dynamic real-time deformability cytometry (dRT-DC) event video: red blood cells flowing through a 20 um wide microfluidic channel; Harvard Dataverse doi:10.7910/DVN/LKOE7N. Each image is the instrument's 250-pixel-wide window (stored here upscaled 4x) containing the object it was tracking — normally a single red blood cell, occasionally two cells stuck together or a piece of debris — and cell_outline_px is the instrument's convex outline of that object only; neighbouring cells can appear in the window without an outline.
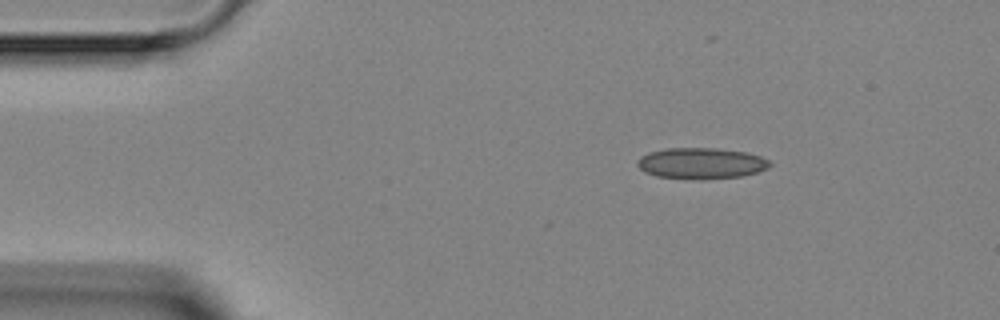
{"species": "Egyptian fruit bat (a non-hibernating species)", "species_latin": "Rousettus aegyptiacus", "temperature_condition": "room temperature", "stored_images_in_passage": 7, "camera_frame_rate_fps": 3000, "um_per_image_px": 0.085, "animal": {"sex": "female"}, "frame": {"image": 1, "passage_image": 1, "time_ms": 0.0, "image_size_px": [1000, 320], "cell_outline_px": [[772, 164], [768, 168], [744, 176], [656, 176], [644, 172], [636, 164], [636, 160], [640, 156], [648, 152], [664, 148], [716, 148], [744, 152], [760, 156], [768, 160]], "centroid_in_image_um": [59.56, 13.82], "position_along_channel_um": 25.4, "area_um2": 22.95}}
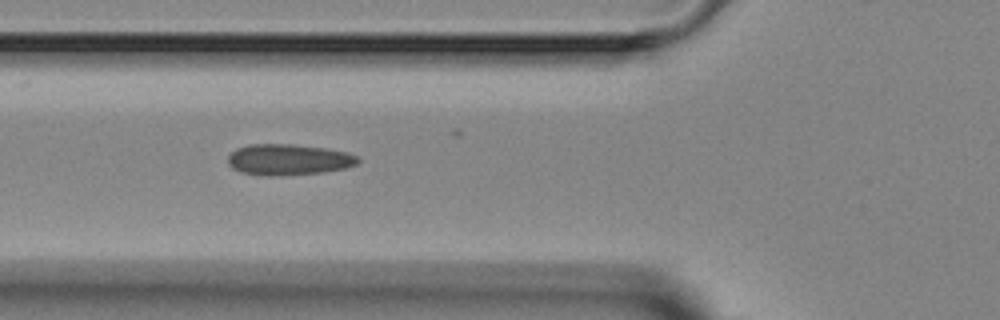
{"frame": {"image": 2, "passage_image": 4, "time_ms": 3.333, "image_size_px": [1000, 320], "cell_outline_px": [[360, 160], [356, 164], [344, 168], [324, 172], [276, 176], [260, 176], [240, 172], [232, 168], [228, 164], [228, 156], [236, 148], [248, 144], [292, 144], [328, 148], [348, 152], [356, 156]], "centroid_in_image_um": [24.49, 13.57], "position_along_channel_um": 101.3, "area_um2": 23.76}}
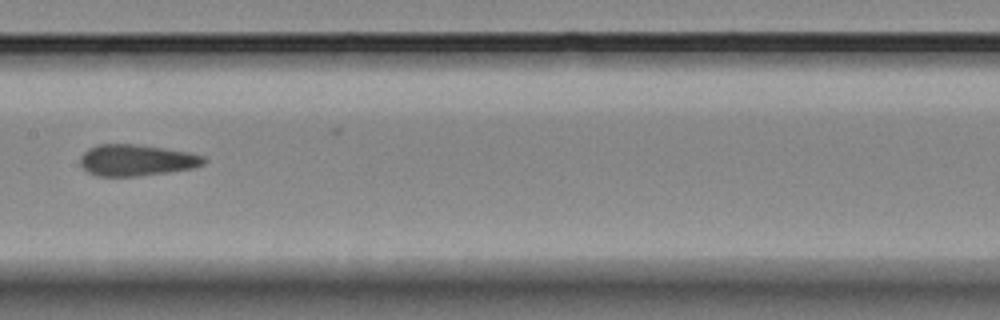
{"frame": {"image": 3, "passage_image": 6, "time_ms": 5.667, "image_size_px": [1000, 320], "cell_outline_px": [[208, 160], [204, 164], [196, 168], [168, 172], [136, 176], [96, 176], [88, 172], [80, 164], [80, 156], [88, 148], [96, 144], [136, 144], [164, 148], [188, 152], [204, 156]], "centroid_in_image_um": [11.61, 13.61], "position_along_channel_um": 195.8, "area_um2": 22.77}}